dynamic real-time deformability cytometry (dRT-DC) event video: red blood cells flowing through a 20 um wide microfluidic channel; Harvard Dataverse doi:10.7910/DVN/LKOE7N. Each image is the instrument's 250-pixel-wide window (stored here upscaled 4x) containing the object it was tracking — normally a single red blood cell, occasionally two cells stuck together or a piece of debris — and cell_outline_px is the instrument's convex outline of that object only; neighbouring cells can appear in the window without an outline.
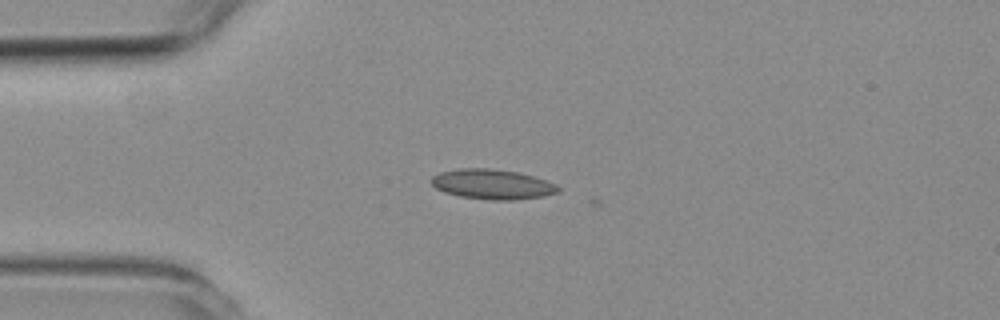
{"species": "common noctule bat (a hibernating species)", "species_latin": "Nyctalus noctula", "temperature_condition": "room temperature", "stored_images_in_passage": 2, "camera_frame_rate_fps": 3000, "um_per_image_px": 0.085, "animal": {"sex": "female", "body_mass_g": 19.3, "forearm_length_mm": 54.1}, "frame": {"image": 1, "passage_image": 1, "time_ms": 0.0, "image_size_px": [1000, 320], "cell_outline_px": [[560, 192], [544, 196], [512, 200], [492, 200], [460, 196], [444, 192], [436, 188], [428, 180], [432, 176], [440, 172], [456, 168], [488, 168], [516, 172], [532, 176], [556, 184], [560, 188]], "centroid_in_image_um": [41.81, 15.66], "position_along_channel_um": 43.2, "area_um2": 22.14}}